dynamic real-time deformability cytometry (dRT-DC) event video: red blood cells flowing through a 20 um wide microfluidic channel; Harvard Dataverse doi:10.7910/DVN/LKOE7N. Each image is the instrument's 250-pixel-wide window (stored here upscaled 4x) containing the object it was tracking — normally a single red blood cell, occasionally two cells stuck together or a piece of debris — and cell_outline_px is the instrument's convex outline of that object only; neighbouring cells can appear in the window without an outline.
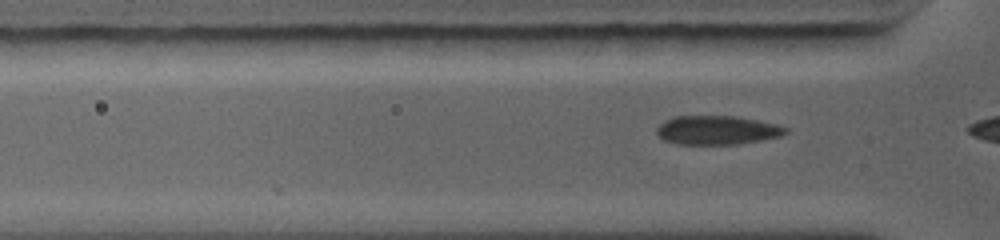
{"species": "common noctule bat (a hibernating species)", "species_latin": "Nyctalus noctula", "temperature_condition": "warm", "stored_images_in_passage": 6, "camera_frame_rate_fps": 5000, "um_per_image_px": 0.085, "animal": {"sex": "female", "body_mass_g": 19.0, "forearm_length_mm": 56.7}, "frame": {"image": 1, "passage_image": 4, "time_ms": 0.6, "image_size_px": [1000, 240], "cell_outline_px": [[788, 132], [780, 136], [760, 140], [736, 144], [676, 144], [664, 140], [656, 132], [656, 128], [664, 120], [672, 116], [736, 116], [776, 124], [788, 128]], "centroid_in_image_um": [60.92, 11.05], "position_along_channel_um": 64.9, "area_um2": 21.68}}